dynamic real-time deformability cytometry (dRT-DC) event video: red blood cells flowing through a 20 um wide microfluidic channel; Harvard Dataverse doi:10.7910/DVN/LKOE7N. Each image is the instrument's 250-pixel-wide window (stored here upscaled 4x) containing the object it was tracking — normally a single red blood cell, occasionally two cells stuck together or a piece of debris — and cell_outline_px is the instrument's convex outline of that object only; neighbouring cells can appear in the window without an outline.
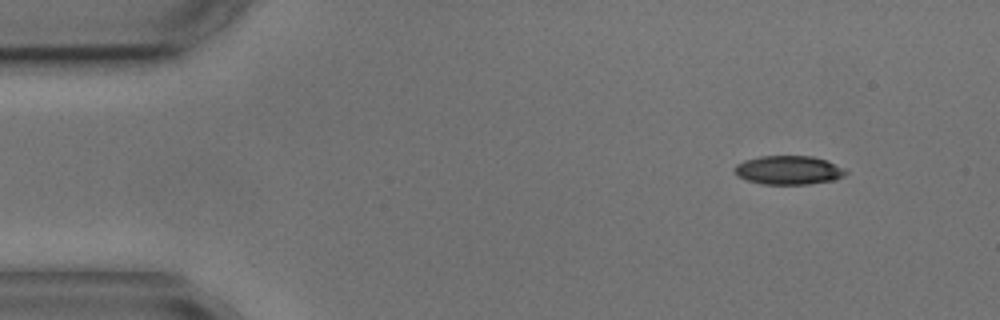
{"species": "common noctule bat (a hibernating species)", "species_latin": "Nyctalus noctula", "temperature_condition": "cold", "stored_images_in_passage": 3, "camera_frame_rate_fps": 3000, "um_per_image_px": 0.085, "animal": {"sex": "male", "body_mass_g": 17.9, "forearm_length_mm": 54.2}, "frame": {"image": 1, "passage_image": 1, "time_ms": 0.0, "image_size_px": [1000, 320], "cell_outline_px": [[848, 172], [844, 176], [832, 180], [808, 184], [760, 184], [736, 176], [736, 164], [744, 160], [760, 156], [812, 156], [824, 160]], "centroid_in_image_um": [66.97, 14.46], "position_along_channel_um": 18.0, "area_um2": 18.32}}
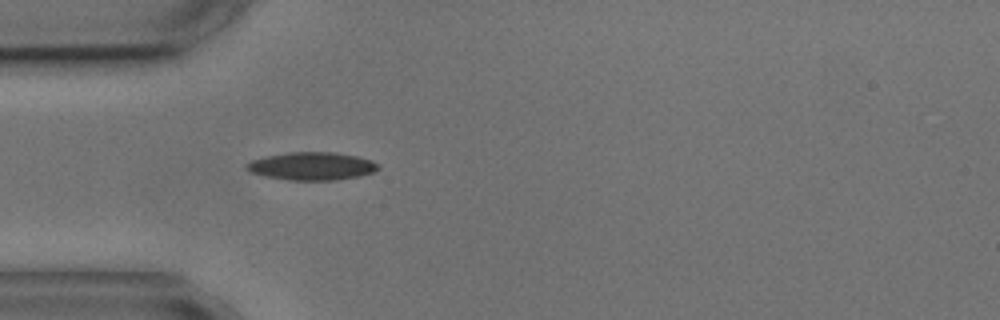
{"frame": {"image": 2, "passage_image": 3, "time_ms": 3.333, "image_size_px": [1000, 320], "cell_outline_px": [[380, 168], [372, 172], [356, 176], [336, 180], [288, 180], [264, 176], [248, 172], [244, 168], [244, 164], [252, 160], [264, 156], [288, 152], [336, 152], [356, 156], [372, 160], [380, 164]], "centroid_in_image_um": [26.45, 14.11], "position_along_channel_um": 58.5, "area_um2": 21.62}}